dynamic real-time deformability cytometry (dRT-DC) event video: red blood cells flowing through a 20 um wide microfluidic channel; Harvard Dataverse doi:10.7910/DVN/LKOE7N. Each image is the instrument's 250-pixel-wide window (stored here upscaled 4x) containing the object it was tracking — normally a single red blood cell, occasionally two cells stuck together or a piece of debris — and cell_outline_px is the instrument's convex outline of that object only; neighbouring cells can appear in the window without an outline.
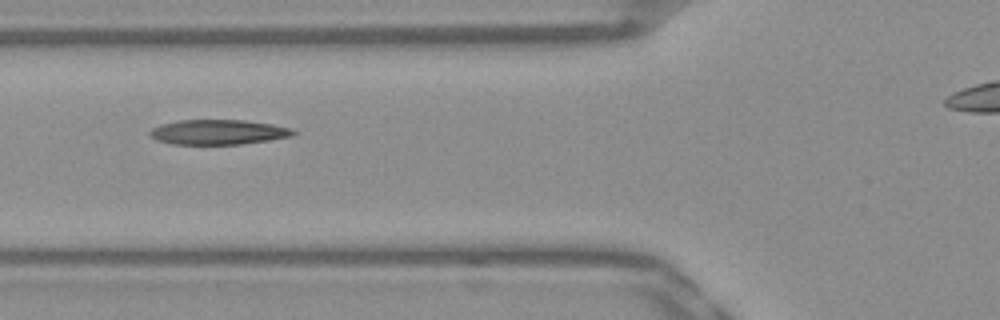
{"species": "Egyptian fruit bat (a non-hibernating species)", "species_latin": "Rousettus aegyptiacus", "temperature_condition": "warm", "stored_images_in_passage": 14, "camera_frame_rate_fps": 3000, "um_per_image_px": 0.085, "frame": {"image": 1, "passage_image": 5, "time_ms": 1.333, "image_size_px": [1000, 320], "cell_outline_px": [[300, 132], [292, 136], [268, 140], [240, 144], [172, 144], [156, 140], [148, 136], [148, 132], [152, 128], [160, 124], [180, 120], [244, 120], [272, 124], [292, 128]], "centroid_in_image_um": [18.54, 11.22], "position_along_channel_um": 107.3, "area_um2": 20.98}}
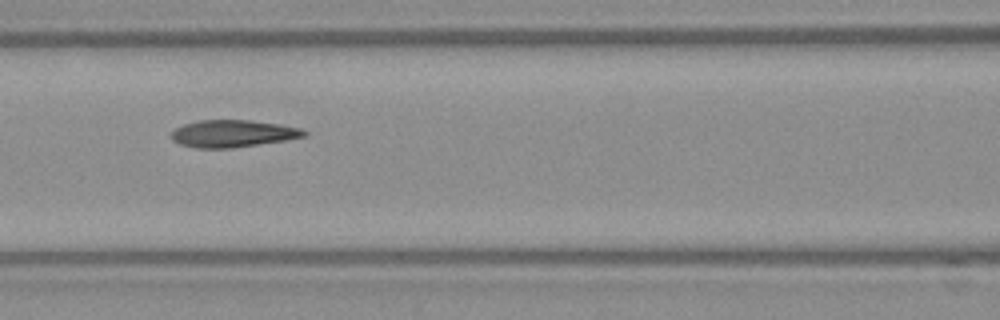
{"frame": {"image": 2, "passage_image": 8, "time_ms": 2.333, "image_size_px": [1000, 320], "cell_outline_px": [[308, 136], [284, 140], [232, 148], [196, 148], [180, 144], [172, 140], [172, 132], [176, 128], [184, 124], [200, 120], [248, 120], [280, 124], [300, 128], [308, 132]], "centroid_in_image_um": [19.8, 11.35], "position_along_channel_um": 146.8, "area_um2": 20.92}}